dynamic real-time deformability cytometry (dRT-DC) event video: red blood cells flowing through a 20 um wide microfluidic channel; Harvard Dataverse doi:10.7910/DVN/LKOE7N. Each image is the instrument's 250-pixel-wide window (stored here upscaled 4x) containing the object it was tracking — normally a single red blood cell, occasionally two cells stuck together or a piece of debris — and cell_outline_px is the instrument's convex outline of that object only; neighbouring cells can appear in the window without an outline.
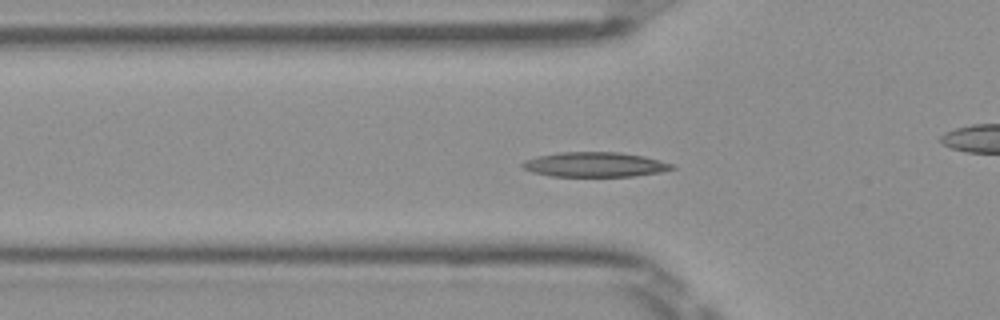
{"species": "Egyptian fruit bat (a non-hibernating species)", "species_latin": "Rousettus aegyptiacus", "temperature_condition": "room temperature", "stored_images_in_passage": 53, "camera_frame_rate_fps": 3000, "um_per_image_px": 0.085, "frame": {"image": 1, "passage_image": 18, "time_ms": 5.667, "image_size_px": [1000, 320], "cell_outline_px": [[676, 168], [660, 172], [636, 176], [552, 176], [532, 172], [524, 168], [520, 164], [524, 160], [540, 156], [560, 152], [620, 152], [644, 156], [676, 164]], "centroid_in_image_um": [50.62, 13.98], "position_along_channel_um": 75.2, "area_um2": 21.62}}
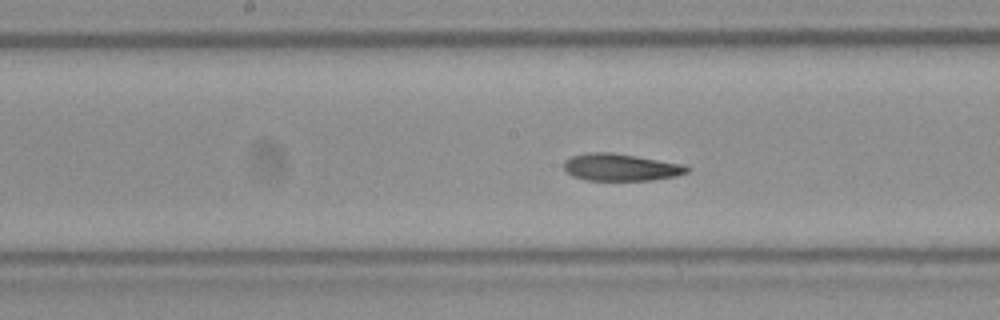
{"frame": {"image": 2, "passage_image": 27, "time_ms": 8.667, "image_size_px": [1000, 320], "cell_outline_px": [[692, 168], [688, 172], [676, 176], [652, 180], [584, 180], [572, 176], [564, 168], [564, 160], [572, 156], [588, 152], [612, 152], [684, 164]], "centroid_in_image_um": [52.78, 14.22], "position_along_channel_um": 195.4, "area_um2": 19.59}}
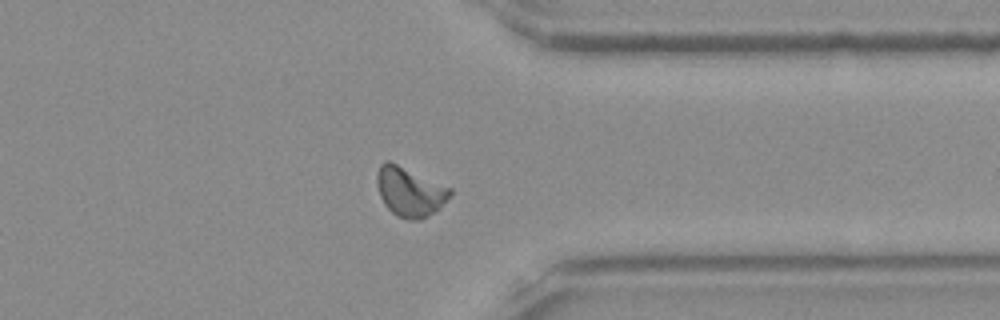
{"frame": {"image": 3, "passage_image": 41, "time_ms": 13.333, "image_size_px": [1000, 320], "cell_outline_px": [[452, 196], [428, 216], [420, 220], [408, 220], [396, 216], [384, 204], [380, 196], [376, 184], [376, 176], [380, 164], [384, 160], [388, 160], [452, 188]], "centroid_in_image_um": [34.82, 16.29], "position_along_channel_um": 376.6, "area_um2": 21.1}, "authors_computed_cell_mechanics": {"area_um2": 20.1144, "velocity_mm_per_s": 3.9818, "shape_relaxation_time_tau1_ms": 5.1352, "shape_relaxation_time_tau2_ms": 2.4075, "deformation_change_tau1": 0.1626, "deformation_change_tau2": 0.0681}}